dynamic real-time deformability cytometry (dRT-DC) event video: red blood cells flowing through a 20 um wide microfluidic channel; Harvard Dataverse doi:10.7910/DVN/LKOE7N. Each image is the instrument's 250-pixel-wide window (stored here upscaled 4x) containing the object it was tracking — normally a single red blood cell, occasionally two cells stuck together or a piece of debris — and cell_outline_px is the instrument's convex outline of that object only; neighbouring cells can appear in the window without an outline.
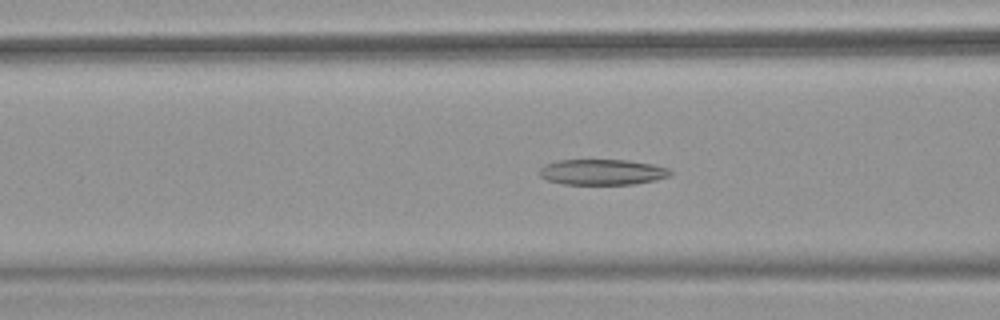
{"species": "common noctule bat (a hibernating species)", "species_latin": "Nyctalus noctula", "temperature_condition": "warm", "stored_images_in_passage": 45, "camera_frame_rate_fps": 3000, "um_per_image_px": 0.085, "animal": {"sex": "female", "body_mass_g": 18.4}, "frame": {"image": 1, "passage_image": 13, "time_ms": 4.0, "image_size_px": [1000, 320], "cell_outline_px": [[672, 176], [656, 180], [636, 184], [564, 184], [548, 180], [540, 176], [540, 168], [544, 164], [556, 160], [628, 160], [652, 164], [668, 168], [672, 172]], "centroid_in_image_um": [51.22, 14.62], "position_along_channel_um": 115.4, "area_um2": 19.65}}
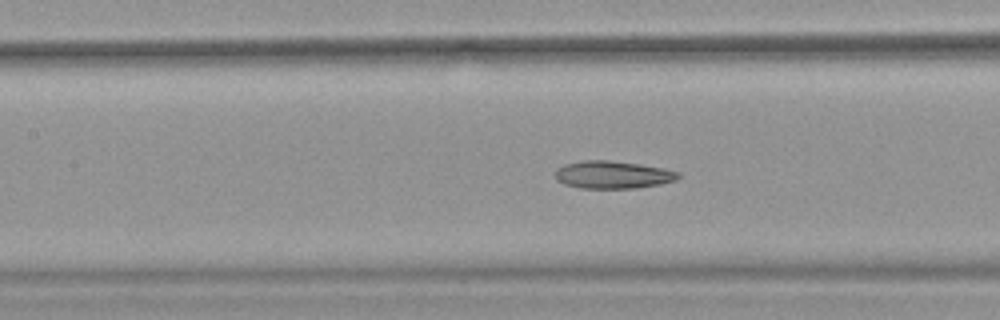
{"frame": {"image": 2, "passage_image": 16, "time_ms": 5.0, "image_size_px": [1000, 320], "cell_outline_px": [[680, 176], [676, 180], [660, 184], [636, 188], [580, 188], [564, 184], [556, 180], [556, 168], [564, 164], [580, 160], [608, 160], [640, 164], [664, 168], [680, 172]], "centroid_in_image_um": [52.08, 14.85], "position_along_channel_um": 155.3, "area_um2": 19.94}}
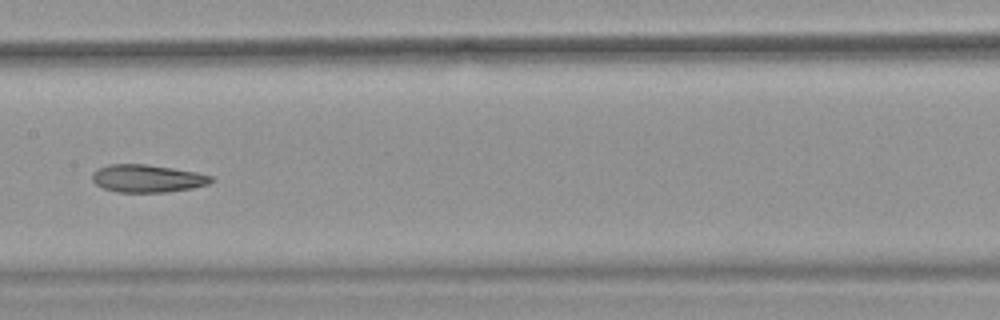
{"frame": {"image": 3, "passage_image": 19, "time_ms": 6.0, "image_size_px": [1000, 320], "cell_outline_px": [[216, 180], [208, 184], [192, 188], [168, 192], [116, 192], [104, 188], [96, 184], [92, 180], [92, 172], [96, 168], [108, 164], [144, 164], [172, 168], [196, 172], [212, 176]], "centroid_in_image_um": [12.51, 15.17], "position_along_channel_um": 194.9, "area_um2": 19.31}, "authors_computed_cell_mechanics": {"area_um2": 20.9236, "velocity_mm_per_s": 3.9733, "shape_relaxation_time_tau1_ms": null, "shape_relaxation_time_tau2_ms": 3.9409, "deformation_change_tau1": null, "deformation_change_tau2": 0.1255}}